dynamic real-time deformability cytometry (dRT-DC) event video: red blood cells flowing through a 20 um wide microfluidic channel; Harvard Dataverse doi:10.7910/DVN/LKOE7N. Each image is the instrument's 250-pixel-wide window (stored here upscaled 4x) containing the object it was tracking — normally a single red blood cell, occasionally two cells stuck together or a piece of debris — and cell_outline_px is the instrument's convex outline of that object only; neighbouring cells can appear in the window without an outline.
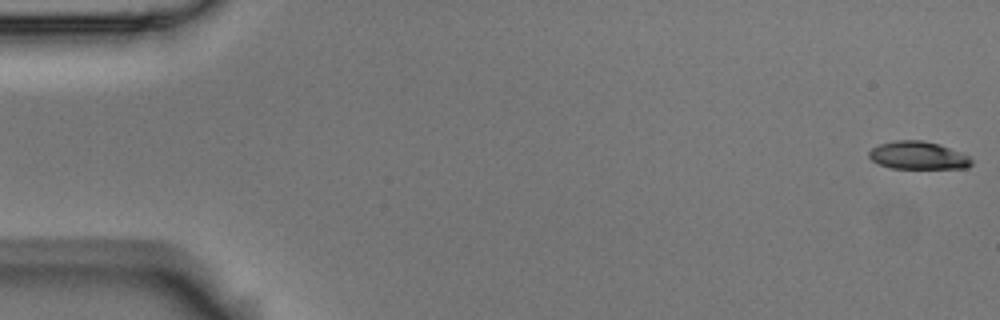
{"species": "Egyptian fruit bat (a non-hibernating species)", "species_latin": "Rousettus aegyptiacus", "temperature_condition": "room temperature", "stored_images_in_passage": 57, "camera_frame_rate_fps": 3000, "um_per_image_px": 0.085, "animal": {"sex": "male"}, "frame": {"image": 1, "passage_image": 1, "time_ms": 0.0, "image_size_px": [1000, 320], "cell_outline_px": [[972, 164], [968, 168], [892, 168], [880, 164], [872, 160], [868, 156], [868, 152], [872, 148], [880, 144], [896, 140], [924, 140], [940, 144], [960, 152], [968, 156], [972, 160]], "centroid_in_image_um": [78.04, 13.2], "position_along_channel_um": 7.0, "area_um2": 16.59}}
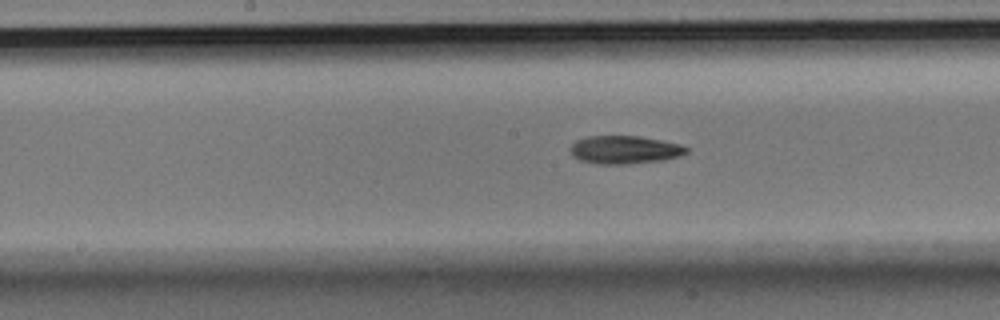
{"frame": {"image": 2, "passage_image": 29, "time_ms": 9.333, "image_size_px": [1000, 320], "cell_outline_px": [[688, 152], [680, 156], [664, 160], [628, 164], [596, 164], [580, 160], [572, 156], [568, 148], [576, 140], [588, 136], [640, 136], [680, 144], [688, 148]], "centroid_in_image_um": [53.07, 12.73], "position_along_channel_um": 195.1, "area_um2": 19.19}}
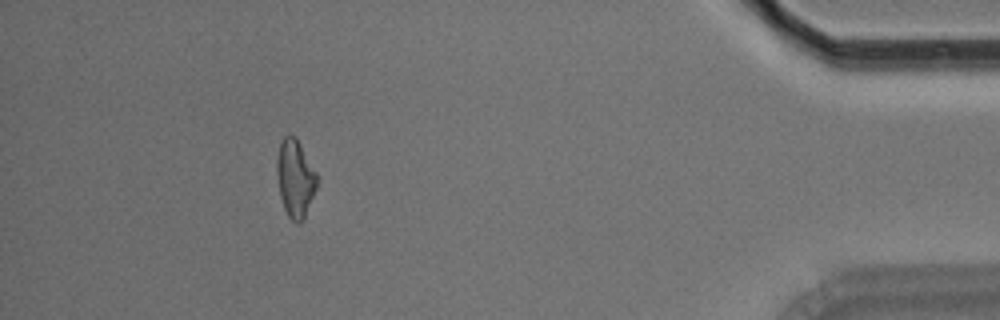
{"frame": {"image": 3, "passage_image": 52, "time_ms": 17.0, "image_size_px": [1000, 320], "cell_outline_px": [[316, 188], [304, 220], [300, 224], [296, 224], [288, 216], [284, 208], [280, 196], [276, 172], [276, 160], [280, 144], [284, 136], [288, 132], [296, 136], [316, 172]], "centroid_in_image_um": [25.08, 15.15], "position_along_channel_um": 410.1, "area_um2": 18.26}, "authors_computed_cell_mechanics": {"area_um2": 18.5538, "velocity_mm_per_s": 3.5363, "shape_relaxation_time_tau1_ms": 5.3025, "shape_relaxation_time_tau2_ms": null, "deformation_change_tau1": 0.1733, "deformation_change_tau2": null}}